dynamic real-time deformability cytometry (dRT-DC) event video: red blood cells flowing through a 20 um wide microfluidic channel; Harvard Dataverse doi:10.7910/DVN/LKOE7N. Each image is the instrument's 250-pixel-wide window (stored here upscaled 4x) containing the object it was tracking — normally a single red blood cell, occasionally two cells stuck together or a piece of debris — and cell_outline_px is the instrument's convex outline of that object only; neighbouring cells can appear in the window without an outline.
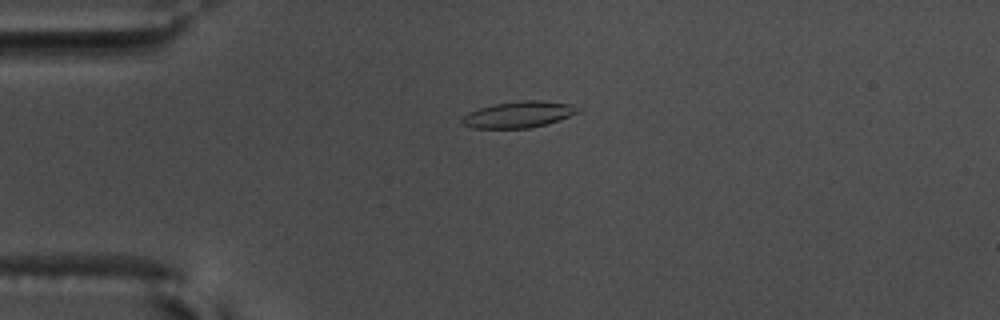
{"species": "common noctule bat (a hibernating species)", "species_latin": "Nyctalus noctula", "temperature_condition": "warm", "stored_images_in_passage": 47, "camera_frame_rate_fps": 3000, "um_per_image_px": 0.085, "animal": {"sex": "male", "body_mass_g": 17.5, "forearm_length_mm": 52.3}, "frame": {"image": 1, "passage_image": 4, "time_ms": 1.0, "image_size_px": [1000, 320], "cell_outline_px": [[580, 112], [544, 124], [528, 128], [472, 128], [460, 124], [460, 116], [468, 112], [480, 108], [496, 104], [520, 100], [540, 100], [568, 104], [580, 108]], "centroid_in_image_um": [43.99, 9.73], "position_along_channel_um": 41.0, "area_um2": 17.63}}
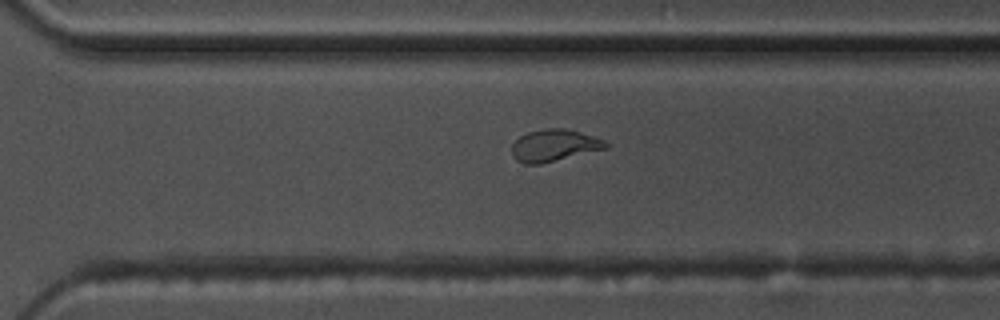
{"frame": {"image": 2, "passage_image": 30, "time_ms": 9.667, "image_size_px": [1000, 320], "cell_outline_px": [[608, 148], [540, 164], [524, 164], [516, 160], [512, 156], [512, 144], [520, 136], [528, 132], [544, 128], [564, 128], [580, 132], [604, 140], [608, 144]], "centroid_in_image_um": [47.08, 12.36], "position_along_channel_um": 323.5, "area_um2": 17.46}}
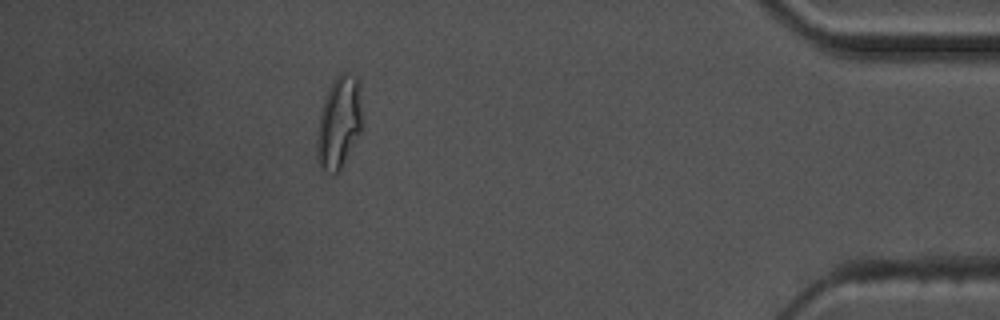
{"frame": {"image": 3, "passage_image": 41, "time_ms": 13.333, "image_size_px": [1000, 320], "cell_outline_px": [[360, 132], [340, 168], [332, 176], [320, 168], [316, 160], [316, 128], [320, 112], [328, 88], [336, 76], [340, 72], [348, 72], [356, 76], [360, 80]], "centroid_in_image_um": [28.76, 10.4], "position_along_channel_um": 406.4, "area_um2": 24.45}, "authors_computed_cell_mechanics": {"area_um2": 17.6868, "velocity_mm_per_s": 3.5859, "shape_relaxation_time_tau1_ms": 5.6231, "shape_relaxation_time_tau2_ms": 1.7152, "deformation_change_tau1": 0.2045, "deformation_change_tau2": 0.0883}}